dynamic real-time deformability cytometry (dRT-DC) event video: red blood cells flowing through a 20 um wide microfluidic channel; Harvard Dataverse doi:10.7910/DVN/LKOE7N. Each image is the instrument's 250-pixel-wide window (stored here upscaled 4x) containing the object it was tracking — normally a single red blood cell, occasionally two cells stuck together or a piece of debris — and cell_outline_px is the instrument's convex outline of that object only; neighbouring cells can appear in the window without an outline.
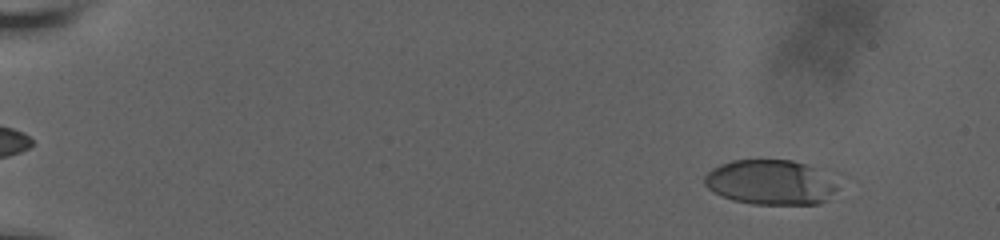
{"species": "human", "species_latin": "Homo sapiens", "temperature_condition": "room temperature", "stored_images_in_passage": 60, "camera_frame_rate_fps": 3000, "um_per_image_px": 0.085, "donor": {"sex": "male"}, "frame": {"image": 1, "passage_image": 7, "time_ms": 2.0, "image_size_px": [1000, 240], "cell_outline_px": [[836, 188], [824, 200], [816, 204], [752, 204], [732, 200], [720, 196], [708, 188], [704, 184], [704, 176], [712, 168], [720, 164], [732, 160], [792, 160], [804, 164], [812, 168], [832, 184]], "centroid_in_image_um": [65.31, 15.5], "position_along_channel_um": 19.7, "area_um2": 33.81}}
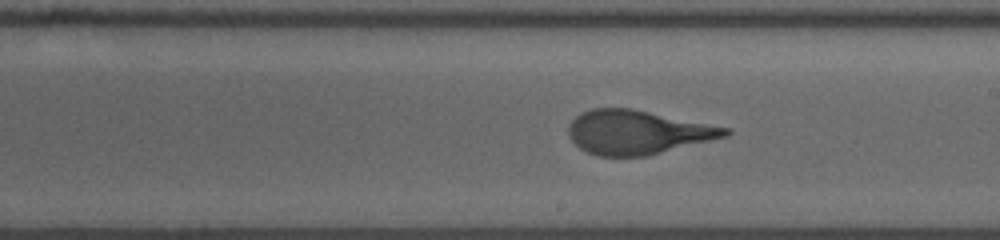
{"frame": {"image": 2, "passage_image": 37, "time_ms": 12.0, "image_size_px": [1000, 240], "cell_outline_px": [[732, 132], [728, 136], [644, 156], [596, 156], [580, 148], [568, 136], [568, 124], [580, 112], [592, 108], [632, 108], [732, 128]], "centroid_in_image_um": [54.18, 11.22], "position_along_channel_um": 234.8, "area_um2": 40.23}}
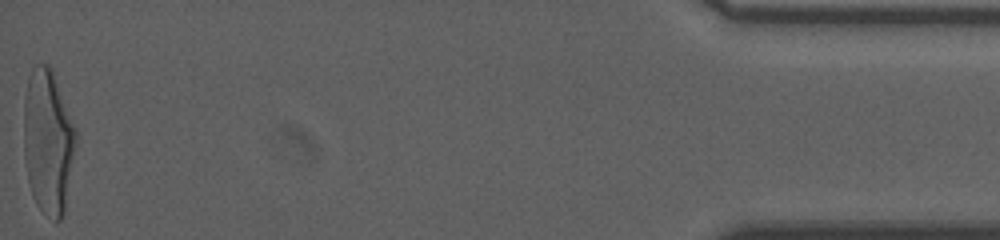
{"frame": {"image": 3, "passage_image": 60, "time_ms": 19.667, "image_size_px": [1000, 240], "cell_outline_px": [[80, 136], [64, 212], [60, 220], [56, 220], [44, 212], [36, 204], [32, 196], [28, 180], [24, 156], [24, 96], [28, 76], [32, 68], [36, 64], [48, 64], [52, 68]], "centroid_in_image_um": [4.13, 11.99], "position_along_channel_um": 431.1, "area_um2": 44.97}, "authors_computed_cell_mechanics": {"area_um2": 39.7086, "velocity_mm_per_s": 3.6733, "shape_relaxation_time_tau1_ms": 4.8974, "shape_relaxation_time_tau2_ms": null, "deformation_change_tau1": 0.2327, "deformation_change_tau2": null}}